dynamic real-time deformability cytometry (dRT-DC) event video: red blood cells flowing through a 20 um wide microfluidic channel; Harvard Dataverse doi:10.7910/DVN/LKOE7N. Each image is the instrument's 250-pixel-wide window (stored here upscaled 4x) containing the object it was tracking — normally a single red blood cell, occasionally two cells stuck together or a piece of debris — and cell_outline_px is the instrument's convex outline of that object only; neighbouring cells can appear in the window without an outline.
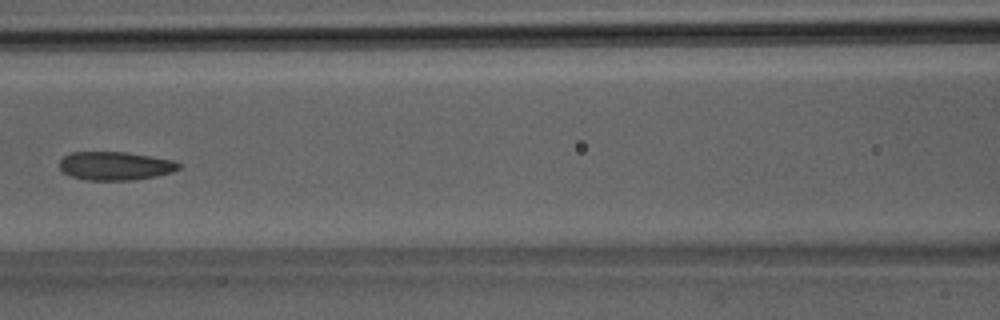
{"species": "Egyptian fruit bat (a non-hibernating species)", "species_latin": "Rousettus aegyptiacus", "temperature_condition": "room temperature", "stored_images_in_passage": 38, "camera_frame_rate_fps": 3000, "um_per_image_px": 0.085, "animal": {"sex": "male"}, "frame": {"image": 1, "passage_image": 17, "time_ms": 5.333, "image_size_px": [1000, 320], "cell_outline_px": [[184, 164], [180, 168], [172, 172], [156, 176], [132, 180], [84, 180], [72, 176], [64, 172], [60, 168], [60, 160], [64, 156], [72, 152], [124, 152], [172, 160]], "centroid_in_image_um": [9.81, 14.1], "position_along_channel_um": 156.8, "area_um2": 19.71}}
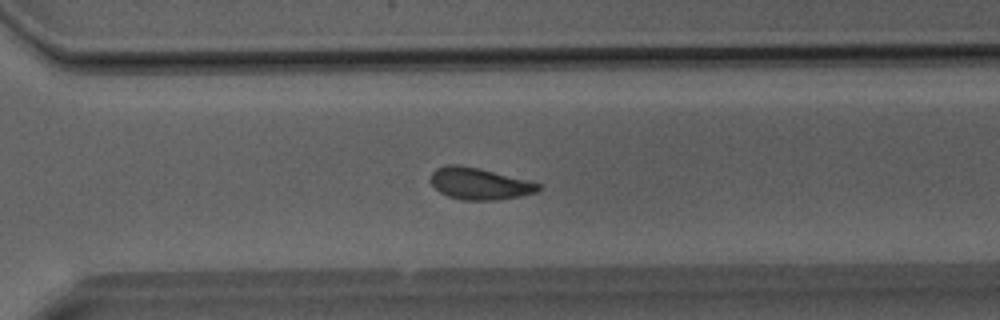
{"frame": {"image": 2, "passage_image": 27, "time_ms": 8.667, "image_size_px": [1000, 320], "cell_outline_px": [[540, 188], [536, 192], [520, 196], [496, 200], [460, 200], [448, 196], [440, 192], [432, 184], [432, 172], [436, 168], [444, 164], [460, 164], [480, 168], [528, 180], [540, 184]], "centroid_in_image_um": [40.74, 15.6], "position_along_channel_um": 329.9, "area_um2": 19.94}}
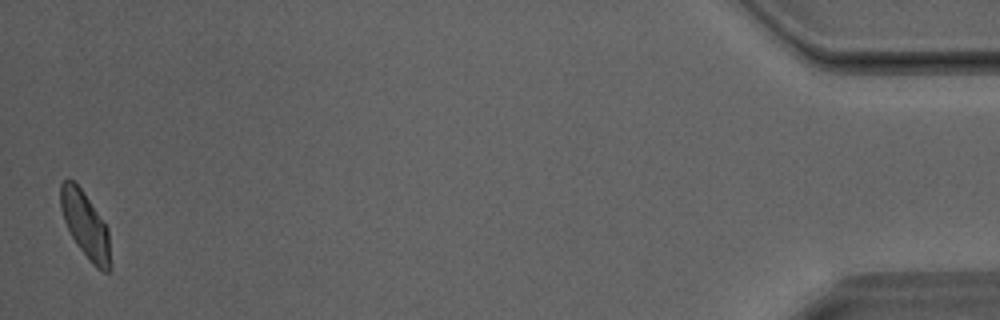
{"frame": {"image": 3, "passage_image": 38, "time_ms": 12.333, "image_size_px": [1000, 320], "cell_outline_px": [[112, 268], [108, 272], [104, 272], [96, 268], [92, 264], [76, 244], [64, 220], [60, 208], [60, 184], [64, 180], [72, 180], [80, 188], [108, 228]], "centroid_in_image_um": [7.28, 19.19], "position_along_channel_um": 427.9, "area_um2": 19.07}}